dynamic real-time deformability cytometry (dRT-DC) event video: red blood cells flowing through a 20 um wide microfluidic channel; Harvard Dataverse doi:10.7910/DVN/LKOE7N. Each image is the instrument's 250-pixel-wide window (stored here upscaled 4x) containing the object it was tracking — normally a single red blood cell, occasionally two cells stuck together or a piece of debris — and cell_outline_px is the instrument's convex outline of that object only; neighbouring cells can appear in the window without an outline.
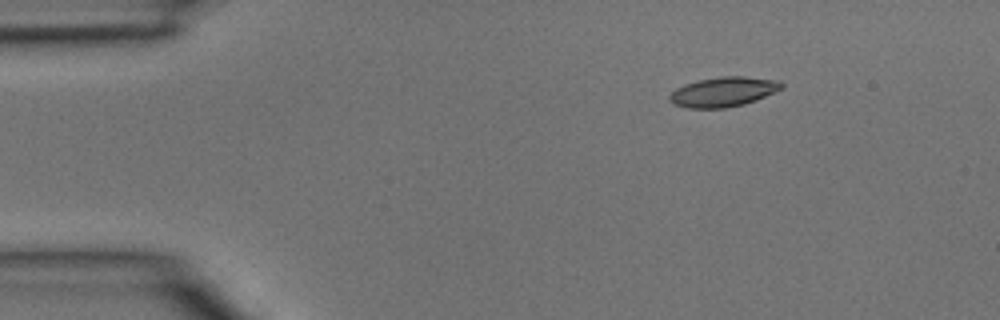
{"species": "common noctule bat (a hibernating species)", "species_latin": "Nyctalus noctula", "temperature_condition": "room temperature", "stored_images_in_passage": 4, "camera_frame_rate_fps": 3000, "um_per_image_px": 0.085, "animal": {"sex": "male", "body_mass_g": 15.6}, "frame": {"image": 1, "passage_image": 1, "time_ms": 0.0, "image_size_px": [1000, 320], "cell_outline_px": [[784, 88], [756, 100], [744, 104], [724, 108], [688, 108], [672, 104], [668, 100], [668, 96], [676, 88], [684, 84], [696, 80], [720, 76], [744, 76], [776, 80], [784, 84]], "centroid_in_image_um": [61.46, 7.8], "position_along_channel_um": 23.5, "area_um2": 19.59}}
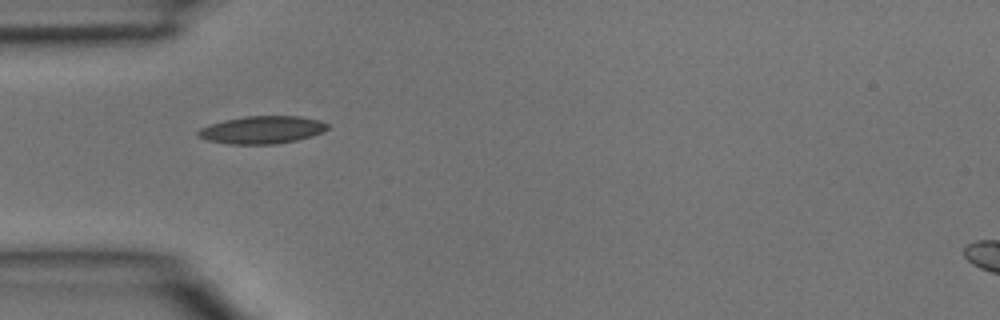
{"frame": {"image": 2, "passage_image": 3, "time_ms": 0.667, "image_size_px": [1000, 320], "cell_outline_px": [[328, 128], [312, 136], [296, 140], [276, 144], [232, 144], [208, 140], [196, 136], [196, 132], [200, 128], [208, 124], [224, 120], [244, 116], [300, 116], [316, 120], [328, 124]], "centroid_in_image_um": [22.21, 11.03], "position_along_channel_um": 62.8, "area_um2": 20.75}}
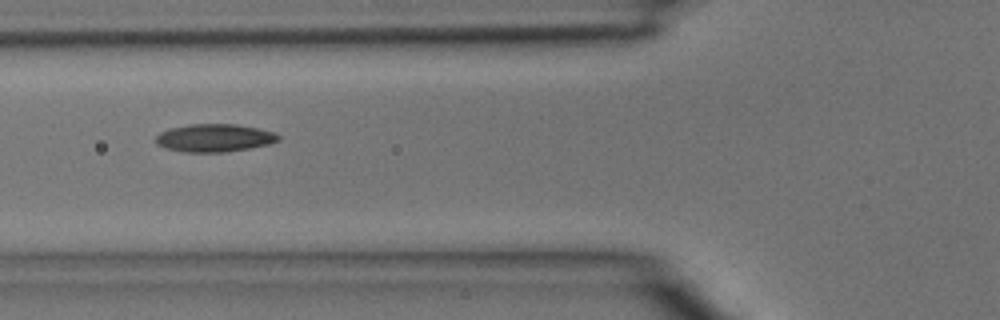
{"frame": {"image": 3, "passage_image": 4, "time_ms": 1.0, "image_size_px": [1000, 320], "cell_outline_px": [[280, 140], [268, 144], [248, 148], [224, 152], [184, 152], [164, 148], [156, 144], [156, 136], [160, 132], [168, 128], [192, 124], [236, 124], [256, 128], [272, 132], [280, 136]], "centroid_in_image_um": [18.18, 11.72], "position_along_channel_um": 107.6, "area_um2": 19.83}}